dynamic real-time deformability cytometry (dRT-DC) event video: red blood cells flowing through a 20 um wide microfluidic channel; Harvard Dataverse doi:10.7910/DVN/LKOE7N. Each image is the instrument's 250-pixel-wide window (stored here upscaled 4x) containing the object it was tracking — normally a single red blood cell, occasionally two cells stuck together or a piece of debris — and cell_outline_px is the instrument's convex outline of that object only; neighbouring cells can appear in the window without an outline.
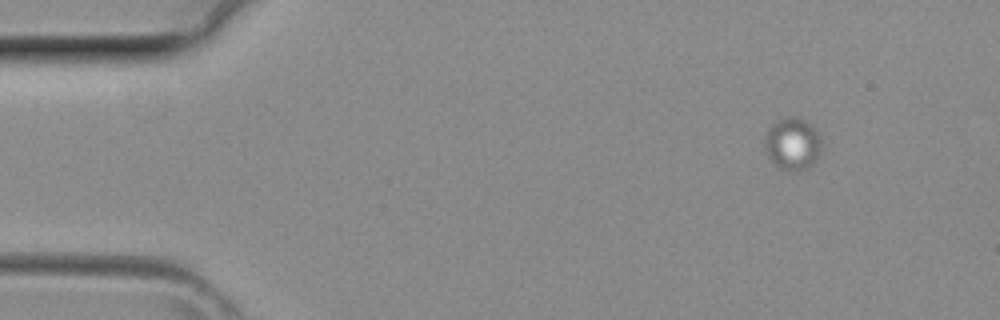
{"species": "common noctule bat (a hibernating species)", "species_latin": "Nyctalus noctula", "temperature_condition": "room temperature", "stored_images_in_passage": 3, "camera_frame_rate_fps": 3000, "um_per_image_px": 0.085, "animal": {"sex": "female", "body_mass_g": 29.2, "forearm_length_mm": 56.3}, "frame": {"image": 1, "passage_image": 1, "time_ms": 0.0, "image_size_px": [1000, 320], "cell_outline_px": [[820, 152], [816, 160], [808, 168], [792, 172], [780, 168], [768, 156], [764, 148], [764, 140], [772, 124], [784, 116], [796, 116], [804, 120], [820, 136]], "centroid_in_image_um": [67.35, 12.23], "position_along_channel_um": 17.6, "area_um2": 17.11}}
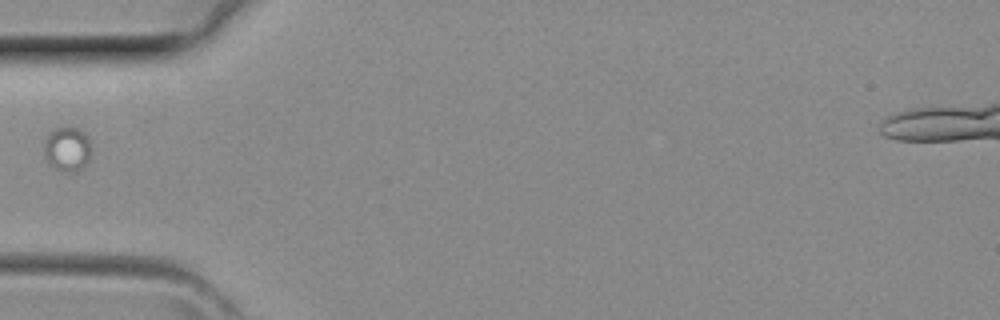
{"frame": {"image": 2, "passage_image": 3, "time_ms": 0.667, "image_size_px": [1000, 320], "cell_outline_px": [[92, 148], [88, 160], [80, 168], [56, 168], [48, 164], [44, 152], [44, 140], [48, 132], [52, 128], [68, 124], [84, 132], [88, 136]], "centroid_in_image_um": [5.69, 12.52], "position_along_channel_um": 79.3, "area_um2": 12.2}}